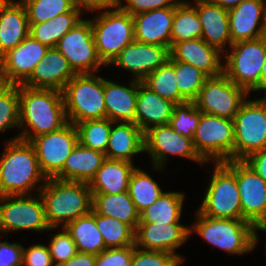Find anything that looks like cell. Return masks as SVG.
Masks as SVG:
<instances>
[{
    "instance_id": "6da1fadb",
    "label": "cell",
    "mask_w": 266,
    "mask_h": 266,
    "mask_svg": "<svg viewBox=\"0 0 266 266\" xmlns=\"http://www.w3.org/2000/svg\"><path fill=\"white\" fill-rule=\"evenodd\" d=\"M67 123L61 91L19 85V128L23 130L18 139L30 142L39 135L61 129Z\"/></svg>"
},
{
    "instance_id": "7a4b0ae2",
    "label": "cell",
    "mask_w": 266,
    "mask_h": 266,
    "mask_svg": "<svg viewBox=\"0 0 266 266\" xmlns=\"http://www.w3.org/2000/svg\"><path fill=\"white\" fill-rule=\"evenodd\" d=\"M36 191L42 197L50 227L61 224L65 227L92 211L93 195L89 183L47 178Z\"/></svg>"
},
{
    "instance_id": "3957f363",
    "label": "cell",
    "mask_w": 266,
    "mask_h": 266,
    "mask_svg": "<svg viewBox=\"0 0 266 266\" xmlns=\"http://www.w3.org/2000/svg\"><path fill=\"white\" fill-rule=\"evenodd\" d=\"M40 180L45 183L47 178L40 169L34 146L18 137L9 139L0 158V196L31 194Z\"/></svg>"
},
{
    "instance_id": "277c9868",
    "label": "cell",
    "mask_w": 266,
    "mask_h": 266,
    "mask_svg": "<svg viewBox=\"0 0 266 266\" xmlns=\"http://www.w3.org/2000/svg\"><path fill=\"white\" fill-rule=\"evenodd\" d=\"M103 9L91 20V25L98 56L106 66L135 38L133 15L124 12L115 2Z\"/></svg>"
},
{
    "instance_id": "5b68a950",
    "label": "cell",
    "mask_w": 266,
    "mask_h": 266,
    "mask_svg": "<svg viewBox=\"0 0 266 266\" xmlns=\"http://www.w3.org/2000/svg\"><path fill=\"white\" fill-rule=\"evenodd\" d=\"M62 93L68 122L75 125L106 118L103 77L93 73L76 74Z\"/></svg>"
},
{
    "instance_id": "8992f818",
    "label": "cell",
    "mask_w": 266,
    "mask_h": 266,
    "mask_svg": "<svg viewBox=\"0 0 266 266\" xmlns=\"http://www.w3.org/2000/svg\"><path fill=\"white\" fill-rule=\"evenodd\" d=\"M214 171L199 212L211 218L242 219L236 182V160L214 164Z\"/></svg>"
},
{
    "instance_id": "52a82bcc",
    "label": "cell",
    "mask_w": 266,
    "mask_h": 266,
    "mask_svg": "<svg viewBox=\"0 0 266 266\" xmlns=\"http://www.w3.org/2000/svg\"><path fill=\"white\" fill-rule=\"evenodd\" d=\"M197 222L190 228L205 241L228 253L244 254L254 249V226L244 219L211 218L196 213Z\"/></svg>"
},
{
    "instance_id": "ba28073f",
    "label": "cell",
    "mask_w": 266,
    "mask_h": 266,
    "mask_svg": "<svg viewBox=\"0 0 266 266\" xmlns=\"http://www.w3.org/2000/svg\"><path fill=\"white\" fill-rule=\"evenodd\" d=\"M231 52L223 58V73L237 86L248 93L255 92L261 86V69L266 59V40L261 37L254 40L233 43Z\"/></svg>"
},
{
    "instance_id": "9c48e42d",
    "label": "cell",
    "mask_w": 266,
    "mask_h": 266,
    "mask_svg": "<svg viewBox=\"0 0 266 266\" xmlns=\"http://www.w3.org/2000/svg\"><path fill=\"white\" fill-rule=\"evenodd\" d=\"M196 152L205 161L214 163L234 160V121L201 112L193 137Z\"/></svg>"
},
{
    "instance_id": "30bf717a",
    "label": "cell",
    "mask_w": 266,
    "mask_h": 266,
    "mask_svg": "<svg viewBox=\"0 0 266 266\" xmlns=\"http://www.w3.org/2000/svg\"><path fill=\"white\" fill-rule=\"evenodd\" d=\"M234 160L266 150V103L260 98L244 101L233 118Z\"/></svg>"
},
{
    "instance_id": "8fae6325",
    "label": "cell",
    "mask_w": 266,
    "mask_h": 266,
    "mask_svg": "<svg viewBox=\"0 0 266 266\" xmlns=\"http://www.w3.org/2000/svg\"><path fill=\"white\" fill-rule=\"evenodd\" d=\"M0 231L17 230H52L45 215V208L40 194L38 198L30 194L0 196ZM4 202V204H3Z\"/></svg>"
},
{
    "instance_id": "7c38bea8",
    "label": "cell",
    "mask_w": 266,
    "mask_h": 266,
    "mask_svg": "<svg viewBox=\"0 0 266 266\" xmlns=\"http://www.w3.org/2000/svg\"><path fill=\"white\" fill-rule=\"evenodd\" d=\"M247 94L244 88L231 82L222 73L206 80L194 102L203 113L233 119Z\"/></svg>"
},
{
    "instance_id": "4fadbf2b",
    "label": "cell",
    "mask_w": 266,
    "mask_h": 266,
    "mask_svg": "<svg viewBox=\"0 0 266 266\" xmlns=\"http://www.w3.org/2000/svg\"><path fill=\"white\" fill-rule=\"evenodd\" d=\"M56 48L76 74H92L104 66L96 50L90 19L79 21L59 40Z\"/></svg>"
},
{
    "instance_id": "5bb4252c",
    "label": "cell",
    "mask_w": 266,
    "mask_h": 266,
    "mask_svg": "<svg viewBox=\"0 0 266 266\" xmlns=\"http://www.w3.org/2000/svg\"><path fill=\"white\" fill-rule=\"evenodd\" d=\"M39 166L46 178H54L65 164L78 141L76 126L68 122L61 129L33 138Z\"/></svg>"
},
{
    "instance_id": "9a60e30c",
    "label": "cell",
    "mask_w": 266,
    "mask_h": 266,
    "mask_svg": "<svg viewBox=\"0 0 266 266\" xmlns=\"http://www.w3.org/2000/svg\"><path fill=\"white\" fill-rule=\"evenodd\" d=\"M144 143L145 152L150 154L155 169L162 170L168 160L167 154L205 163L196 152L193 139L174 131L169 124L151 127L144 133Z\"/></svg>"
},
{
    "instance_id": "2e32d148",
    "label": "cell",
    "mask_w": 266,
    "mask_h": 266,
    "mask_svg": "<svg viewBox=\"0 0 266 266\" xmlns=\"http://www.w3.org/2000/svg\"><path fill=\"white\" fill-rule=\"evenodd\" d=\"M242 219L253 226L266 219V182L244 160H236Z\"/></svg>"
},
{
    "instance_id": "e0dca14e",
    "label": "cell",
    "mask_w": 266,
    "mask_h": 266,
    "mask_svg": "<svg viewBox=\"0 0 266 266\" xmlns=\"http://www.w3.org/2000/svg\"><path fill=\"white\" fill-rule=\"evenodd\" d=\"M189 236L190 227L180 223L139 222L135 230V246L144 250L172 253L183 262V258L176 254L175 249L187 241Z\"/></svg>"
},
{
    "instance_id": "ac0fdd59",
    "label": "cell",
    "mask_w": 266,
    "mask_h": 266,
    "mask_svg": "<svg viewBox=\"0 0 266 266\" xmlns=\"http://www.w3.org/2000/svg\"><path fill=\"white\" fill-rule=\"evenodd\" d=\"M169 48L162 45L146 44L136 40L129 43L113 60L115 65L131 71L135 80L142 81L169 59Z\"/></svg>"
},
{
    "instance_id": "d6986e66",
    "label": "cell",
    "mask_w": 266,
    "mask_h": 266,
    "mask_svg": "<svg viewBox=\"0 0 266 266\" xmlns=\"http://www.w3.org/2000/svg\"><path fill=\"white\" fill-rule=\"evenodd\" d=\"M48 49L49 47L28 35L0 58V67L11 84L22 85L44 58Z\"/></svg>"
},
{
    "instance_id": "ffe728a7",
    "label": "cell",
    "mask_w": 266,
    "mask_h": 266,
    "mask_svg": "<svg viewBox=\"0 0 266 266\" xmlns=\"http://www.w3.org/2000/svg\"><path fill=\"white\" fill-rule=\"evenodd\" d=\"M76 75L67 59L56 48H49L29 78L22 84L33 89L63 91Z\"/></svg>"
},
{
    "instance_id": "44dd1931",
    "label": "cell",
    "mask_w": 266,
    "mask_h": 266,
    "mask_svg": "<svg viewBox=\"0 0 266 266\" xmlns=\"http://www.w3.org/2000/svg\"><path fill=\"white\" fill-rule=\"evenodd\" d=\"M265 10L266 0H244L228 10L232 44L263 37Z\"/></svg>"
},
{
    "instance_id": "7402d4cb",
    "label": "cell",
    "mask_w": 266,
    "mask_h": 266,
    "mask_svg": "<svg viewBox=\"0 0 266 266\" xmlns=\"http://www.w3.org/2000/svg\"><path fill=\"white\" fill-rule=\"evenodd\" d=\"M174 15L175 5L133 15L135 40L166 46L170 49Z\"/></svg>"
},
{
    "instance_id": "603a6c76",
    "label": "cell",
    "mask_w": 266,
    "mask_h": 266,
    "mask_svg": "<svg viewBox=\"0 0 266 266\" xmlns=\"http://www.w3.org/2000/svg\"><path fill=\"white\" fill-rule=\"evenodd\" d=\"M169 53L173 60L189 63L209 77H216L223 73V64L220 62L222 52L202 38L174 43Z\"/></svg>"
},
{
    "instance_id": "cb8c5ba5",
    "label": "cell",
    "mask_w": 266,
    "mask_h": 266,
    "mask_svg": "<svg viewBox=\"0 0 266 266\" xmlns=\"http://www.w3.org/2000/svg\"><path fill=\"white\" fill-rule=\"evenodd\" d=\"M194 7L202 26V39L209 45L225 52L226 42L232 45L228 10L207 0H195Z\"/></svg>"
},
{
    "instance_id": "d4e9b609",
    "label": "cell",
    "mask_w": 266,
    "mask_h": 266,
    "mask_svg": "<svg viewBox=\"0 0 266 266\" xmlns=\"http://www.w3.org/2000/svg\"><path fill=\"white\" fill-rule=\"evenodd\" d=\"M174 105L138 81L135 123L144 133L151 127L169 124Z\"/></svg>"
},
{
    "instance_id": "484cf974",
    "label": "cell",
    "mask_w": 266,
    "mask_h": 266,
    "mask_svg": "<svg viewBox=\"0 0 266 266\" xmlns=\"http://www.w3.org/2000/svg\"><path fill=\"white\" fill-rule=\"evenodd\" d=\"M29 22L24 4L9 0L0 8V58L29 35Z\"/></svg>"
},
{
    "instance_id": "4316f807",
    "label": "cell",
    "mask_w": 266,
    "mask_h": 266,
    "mask_svg": "<svg viewBox=\"0 0 266 266\" xmlns=\"http://www.w3.org/2000/svg\"><path fill=\"white\" fill-rule=\"evenodd\" d=\"M138 80L132 79L129 87L104 79L106 118L117 123H135Z\"/></svg>"
},
{
    "instance_id": "83f0119b",
    "label": "cell",
    "mask_w": 266,
    "mask_h": 266,
    "mask_svg": "<svg viewBox=\"0 0 266 266\" xmlns=\"http://www.w3.org/2000/svg\"><path fill=\"white\" fill-rule=\"evenodd\" d=\"M117 124L110 130L106 158L133 163V155L145 152L144 132L133 122Z\"/></svg>"
},
{
    "instance_id": "f1b7e54d",
    "label": "cell",
    "mask_w": 266,
    "mask_h": 266,
    "mask_svg": "<svg viewBox=\"0 0 266 266\" xmlns=\"http://www.w3.org/2000/svg\"><path fill=\"white\" fill-rule=\"evenodd\" d=\"M106 159L105 153L78 143L66 158L63 169L54 178L90 183Z\"/></svg>"
},
{
    "instance_id": "f546056e",
    "label": "cell",
    "mask_w": 266,
    "mask_h": 266,
    "mask_svg": "<svg viewBox=\"0 0 266 266\" xmlns=\"http://www.w3.org/2000/svg\"><path fill=\"white\" fill-rule=\"evenodd\" d=\"M134 170L131 162L106 159L89 183L92 194L116 195L127 191Z\"/></svg>"
},
{
    "instance_id": "4dcf8cb0",
    "label": "cell",
    "mask_w": 266,
    "mask_h": 266,
    "mask_svg": "<svg viewBox=\"0 0 266 266\" xmlns=\"http://www.w3.org/2000/svg\"><path fill=\"white\" fill-rule=\"evenodd\" d=\"M92 209L102 216L113 217L136 230L140 213L130 198L128 191L119 194H92Z\"/></svg>"
},
{
    "instance_id": "1f68e13d",
    "label": "cell",
    "mask_w": 266,
    "mask_h": 266,
    "mask_svg": "<svg viewBox=\"0 0 266 266\" xmlns=\"http://www.w3.org/2000/svg\"><path fill=\"white\" fill-rule=\"evenodd\" d=\"M82 11L73 8L70 12L57 15L47 22L29 24V35L49 48L56 47L59 40L79 21Z\"/></svg>"
},
{
    "instance_id": "d6a6232c",
    "label": "cell",
    "mask_w": 266,
    "mask_h": 266,
    "mask_svg": "<svg viewBox=\"0 0 266 266\" xmlns=\"http://www.w3.org/2000/svg\"><path fill=\"white\" fill-rule=\"evenodd\" d=\"M65 229L74 240L78 252L98 255L106 249L103 236L91 213L68 223Z\"/></svg>"
},
{
    "instance_id": "836d02e7",
    "label": "cell",
    "mask_w": 266,
    "mask_h": 266,
    "mask_svg": "<svg viewBox=\"0 0 266 266\" xmlns=\"http://www.w3.org/2000/svg\"><path fill=\"white\" fill-rule=\"evenodd\" d=\"M184 194L180 192H163L162 195L152 204L140 213L139 222L151 223H179Z\"/></svg>"
},
{
    "instance_id": "e575fe53",
    "label": "cell",
    "mask_w": 266,
    "mask_h": 266,
    "mask_svg": "<svg viewBox=\"0 0 266 266\" xmlns=\"http://www.w3.org/2000/svg\"><path fill=\"white\" fill-rule=\"evenodd\" d=\"M202 37V26L197 15V9L179 0L175 4V15L171 31V46L174 43Z\"/></svg>"
},
{
    "instance_id": "d590c367",
    "label": "cell",
    "mask_w": 266,
    "mask_h": 266,
    "mask_svg": "<svg viewBox=\"0 0 266 266\" xmlns=\"http://www.w3.org/2000/svg\"><path fill=\"white\" fill-rule=\"evenodd\" d=\"M141 82L162 98L168 99L175 104L187 102L178 90L174 60L170 56L163 65L149 73Z\"/></svg>"
},
{
    "instance_id": "8d00e7d4",
    "label": "cell",
    "mask_w": 266,
    "mask_h": 266,
    "mask_svg": "<svg viewBox=\"0 0 266 266\" xmlns=\"http://www.w3.org/2000/svg\"><path fill=\"white\" fill-rule=\"evenodd\" d=\"M127 191L139 213L154 204L163 193L157 182L138 167L130 177Z\"/></svg>"
},
{
    "instance_id": "74e56055",
    "label": "cell",
    "mask_w": 266,
    "mask_h": 266,
    "mask_svg": "<svg viewBox=\"0 0 266 266\" xmlns=\"http://www.w3.org/2000/svg\"><path fill=\"white\" fill-rule=\"evenodd\" d=\"M91 214L95 217L106 248H123L135 245V230L130 225L113 217L97 214L93 209Z\"/></svg>"
},
{
    "instance_id": "f35d334b",
    "label": "cell",
    "mask_w": 266,
    "mask_h": 266,
    "mask_svg": "<svg viewBox=\"0 0 266 266\" xmlns=\"http://www.w3.org/2000/svg\"><path fill=\"white\" fill-rule=\"evenodd\" d=\"M115 122L104 119L86 120L75 124L81 145L106 153L110 130Z\"/></svg>"
},
{
    "instance_id": "ab89813d",
    "label": "cell",
    "mask_w": 266,
    "mask_h": 266,
    "mask_svg": "<svg viewBox=\"0 0 266 266\" xmlns=\"http://www.w3.org/2000/svg\"><path fill=\"white\" fill-rule=\"evenodd\" d=\"M176 83L187 101H194L209 76L189 63L174 60Z\"/></svg>"
},
{
    "instance_id": "60d3db41",
    "label": "cell",
    "mask_w": 266,
    "mask_h": 266,
    "mask_svg": "<svg viewBox=\"0 0 266 266\" xmlns=\"http://www.w3.org/2000/svg\"><path fill=\"white\" fill-rule=\"evenodd\" d=\"M21 2L25 6L29 24L47 22L74 8L71 0H21Z\"/></svg>"
},
{
    "instance_id": "b9f144b4",
    "label": "cell",
    "mask_w": 266,
    "mask_h": 266,
    "mask_svg": "<svg viewBox=\"0 0 266 266\" xmlns=\"http://www.w3.org/2000/svg\"><path fill=\"white\" fill-rule=\"evenodd\" d=\"M201 119V111L194 101L175 104L169 125L183 136L193 139Z\"/></svg>"
},
{
    "instance_id": "7bdbcfd3",
    "label": "cell",
    "mask_w": 266,
    "mask_h": 266,
    "mask_svg": "<svg viewBox=\"0 0 266 266\" xmlns=\"http://www.w3.org/2000/svg\"><path fill=\"white\" fill-rule=\"evenodd\" d=\"M19 127V85H11L0 94V132Z\"/></svg>"
},
{
    "instance_id": "ee69618b",
    "label": "cell",
    "mask_w": 266,
    "mask_h": 266,
    "mask_svg": "<svg viewBox=\"0 0 266 266\" xmlns=\"http://www.w3.org/2000/svg\"><path fill=\"white\" fill-rule=\"evenodd\" d=\"M62 228L63 232L55 234L48 246L54 266H60L78 253L71 235L65 227Z\"/></svg>"
},
{
    "instance_id": "f6af8a7d",
    "label": "cell",
    "mask_w": 266,
    "mask_h": 266,
    "mask_svg": "<svg viewBox=\"0 0 266 266\" xmlns=\"http://www.w3.org/2000/svg\"><path fill=\"white\" fill-rule=\"evenodd\" d=\"M182 261L164 251L144 250L134 245L131 266H179Z\"/></svg>"
},
{
    "instance_id": "bcb514c9",
    "label": "cell",
    "mask_w": 266,
    "mask_h": 266,
    "mask_svg": "<svg viewBox=\"0 0 266 266\" xmlns=\"http://www.w3.org/2000/svg\"><path fill=\"white\" fill-rule=\"evenodd\" d=\"M134 245L123 248H106L97 255L95 266H131Z\"/></svg>"
},
{
    "instance_id": "7dc6e473",
    "label": "cell",
    "mask_w": 266,
    "mask_h": 266,
    "mask_svg": "<svg viewBox=\"0 0 266 266\" xmlns=\"http://www.w3.org/2000/svg\"><path fill=\"white\" fill-rule=\"evenodd\" d=\"M179 0H126V5L122 6V1L115 3L124 11L131 15L147 12L155 9L173 7Z\"/></svg>"
},
{
    "instance_id": "c3c4849f",
    "label": "cell",
    "mask_w": 266,
    "mask_h": 266,
    "mask_svg": "<svg viewBox=\"0 0 266 266\" xmlns=\"http://www.w3.org/2000/svg\"><path fill=\"white\" fill-rule=\"evenodd\" d=\"M22 266H54L48 246L35 244L23 248Z\"/></svg>"
},
{
    "instance_id": "681fc988",
    "label": "cell",
    "mask_w": 266,
    "mask_h": 266,
    "mask_svg": "<svg viewBox=\"0 0 266 266\" xmlns=\"http://www.w3.org/2000/svg\"><path fill=\"white\" fill-rule=\"evenodd\" d=\"M23 246L0 241V266H22Z\"/></svg>"
},
{
    "instance_id": "f907efd6",
    "label": "cell",
    "mask_w": 266,
    "mask_h": 266,
    "mask_svg": "<svg viewBox=\"0 0 266 266\" xmlns=\"http://www.w3.org/2000/svg\"><path fill=\"white\" fill-rule=\"evenodd\" d=\"M244 161L266 182V150L252 153Z\"/></svg>"
},
{
    "instance_id": "816d5d0a",
    "label": "cell",
    "mask_w": 266,
    "mask_h": 266,
    "mask_svg": "<svg viewBox=\"0 0 266 266\" xmlns=\"http://www.w3.org/2000/svg\"><path fill=\"white\" fill-rule=\"evenodd\" d=\"M73 6L80 10L87 9L88 11L103 10V8L108 7L113 4L111 0H71Z\"/></svg>"
},
{
    "instance_id": "f5cc1de1",
    "label": "cell",
    "mask_w": 266,
    "mask_h": 266,
    "mask_svg": "<svg viewBox=\"0 0 266 266\" xmlns=\"http://www.w3.org/2000/svg\"><path fill=\"white\" fill-rule=\"evenodd\" d=\"M97 255L78 252L74 257L62 263L60 266H95Z\"/></svg>"
},
{
    "instance_id": "db71d44e",
    "label": "cell",
    "mask_w": 266,
    "mask_h": 266,
    "mask_svg": "<svg viewBox=\"0 0 266 266\" xmlns=\"http://www.w3.org/2000/svg\"><path fill=\"white\" fill-rule=\"evenodd\" d=\"M212 4L218 5L223 9L230 10L239 5L244 0H207Z\"/></svg>"
},
{
    "instance_id": "11a10c76",
    "label": "cell",
    "mask_w": 266,
    "mask_h": 266,
    "mask_svg": "<svg viewBox=\"0 0 266 266\" xmlns=\"http://www.w3.org/2000/svg\"><path fill=\"white\" fill-rule=\"evenodd\" d=\"M12 84L2 71L0 67V94H2L4 91H6Z\"/></svg>"
},
{
    "instance_id": "9f6ffc18",
    "label": "cell",
    "mask_w": 266,
    "mask_h": 266,
    "mask_svg": "<svg viewBox=\"0 0 266 266\" xmlns=\"http://www.w3.org/2000/svg\"><path fill=\"white\" fill-rule=\"evenodd\" d=\"M257 229L262 230L263 232L266 231V219H264V220H262V221H260L254 225V248L256 247L255 245L258 241V237H257L258 234L256 232Z\"/></svg>"
},
{
    "instance_id": "6f0895ef",
    "label": "cell",
    "mask_w": 266,
    "mask_h": 266,
    "mask_svg": "<svg viewBox=\"0 0 266 266\" xmlns=\"http://www.w3.org/2000/svg\"><path fill=\"white\" fill-rule=\"evenodd\" d=\"M264 91L266 92V59L265 63L261 69V86L256 91Z\"/></svg>"
},
{
    "instance_id": "680465c9",
    "label": "cell",
    "mask_w": 266,
    "mask_h": 266,
    "mask_svg": "<svg viewBox=\"0 0 266 266\" xmlns=\"http://www.w3.org/2000/svg\"><path fill=\"white\" fill-rule=\"evenodd\" d=\"M263 38L266 40V10H265V18H264Z\"/></svg>"
},
{
    "instance_id": "91938a15",
    "label": "cell",
    "mask_w": 266,
    "mask_h": 266,
    "mask_svg": "<svg viewBox=\"0 0 266 266\" xmlns=\"http://www.w3.org/2000/svg\"><path fill=\"white\" fill-rule=\"evenodd\" d=\"M9 0H0V8H2Z\"/></svg>"
},
{
    "instance_id": "94428289",
    "label": "cell",
    "mask_w": 266,
    "mask_h": 266,
    "mask_svg": "<svg viewBox=\"0 0 266 266\" xmlns=\"http://www.w3.org/2000/svg\"><path fill=\"white\" fill-rule=\"evenodd\" d=\"M261 99L266 103V92H265L264 98H261Z\"/></svg>"
}]
</instances>
